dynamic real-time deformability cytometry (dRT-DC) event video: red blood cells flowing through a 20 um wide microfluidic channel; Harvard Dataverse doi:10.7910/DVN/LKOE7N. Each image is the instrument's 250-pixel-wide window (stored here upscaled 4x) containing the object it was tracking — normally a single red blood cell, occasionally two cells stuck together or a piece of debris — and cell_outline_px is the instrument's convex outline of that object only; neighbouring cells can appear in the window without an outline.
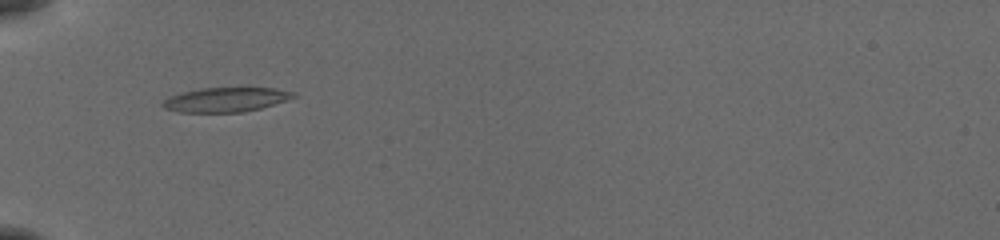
{"species": "common noctule bat (a hibernating species)", "species_latin": "Nyctalus noctula", "temperature_condition": "cold", "stored_images_in_passage": 36, "camera_frame_rate_fps": 3000, "um_per_image_px": 0.085, "animal": {"sex": "female", "body_mass_g": 19.5, "forearm_length_mm": 54.1}, "frame": {"image": 1, "passage_image": 1, "time_ms": 0.0, "image_size_px": [1000, 240], "cell_outline_px": [[296, 96], [260, 108], [240, 112], [180, 112], [164, 108], [160, 104], [164, 100], [172, 96], [184, 92], [200, 88], [272, 88], [296, 92]], "centroid_in_image_um": [19.17, 8.47], "position_along_channel_um": 65.8, "area_um2": 18.21}}
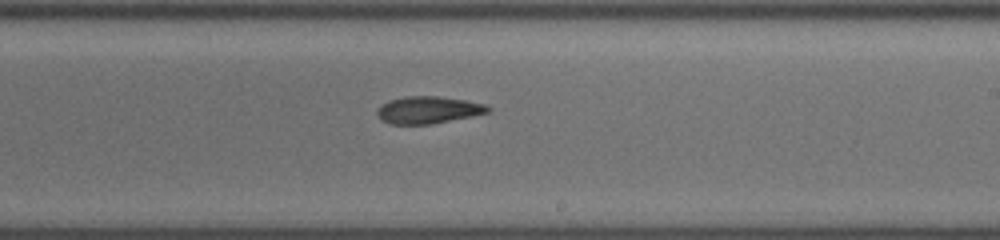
{"frame": {"image": 2, "passage_image": 16, "time_ms": 5.0, "image_size_px": [1000, 240], "cell_outline_px": [[492, 108], [488, 112], [472, 116], [428, 124], [392, 124], [376, 116], [376, 108], [380, 104], [388, 100], [404, 96], [440, 96], [464, 100], [484, 104]], "centroid_in_image_um": [36.34, 9.33], "position_along_channel_um": 252.7, "area_um2": 17.51}}
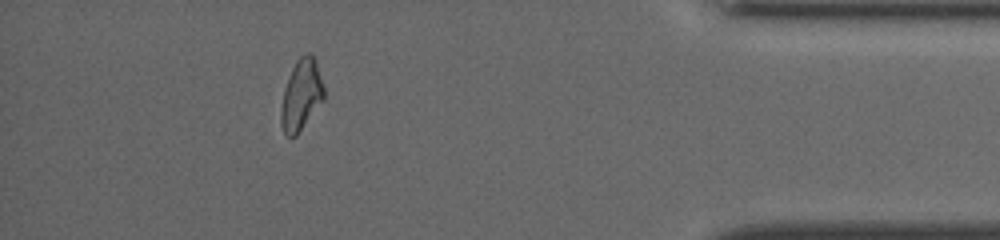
{"frame": {"image": 3, "passage_image": 31, "time_ms": 10.0, "image_size_px": [1000, 240], "cell_outline_px": [[324, 100], [296, 136], [288, 136], [284, 132], [280, 124], [280, 112], [284, 88], [292, 68], [296, 60], [304, 52], [308, 52], [316, 60], [324, 88]], "centroid_in_image_um": [25.6, 8.06], "position_along_channel_um": 409.6, "area_um2": 17.8}, "authors_computed_cell_mechanics": {"area_um2": 17.6868, "velocity_mm_per_s": 3.888, "shape_relaxation_time_tau1_ms": 6.3772, "shape_relaxation_time_tau2_ms": null, "deformation_change_tau1": 0.1957, "deformation_change_tau2": null}}